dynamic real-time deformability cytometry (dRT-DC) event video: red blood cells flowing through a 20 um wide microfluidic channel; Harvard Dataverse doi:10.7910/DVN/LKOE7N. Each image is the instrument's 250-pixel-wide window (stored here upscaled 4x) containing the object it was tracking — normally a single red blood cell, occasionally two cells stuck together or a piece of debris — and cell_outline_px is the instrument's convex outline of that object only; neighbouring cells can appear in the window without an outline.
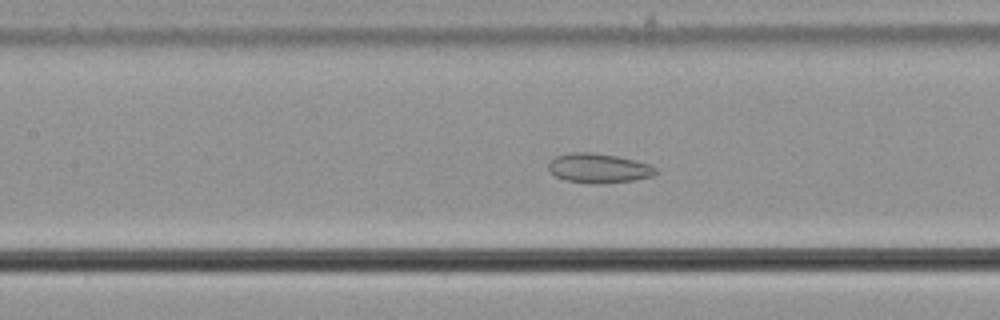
{"species": "common noctule bat (a hibernating species)", "species_latin": "Nyctalus noctula", "temperature_condition": "cold", "stored_images_in_passage": 58, "camera_frame_rate_fps": 3000, "um_per_image_px": 0.085, "animal": {"sex": "male", "body_mass_g": 21.5, "forearm_length_mm": 52.0}, "frame": {"image": 1, "passage_image": 27, "time_ms": 8.667, "image_size_px": [1000, 320], "cell_outline_px": [[660, 172], [652, 176], [632, 180], [592, 184], [564, 180], [556, 176], [548, 168], [548, 164], [556, 156], [572, 152], [592, 152], [616, 156], [648, 164], [656, 168]], "centroid_in_image_um": [50.88, 14.29], "position_along_channel_um": 156.5, "area_um2": 18.21}}
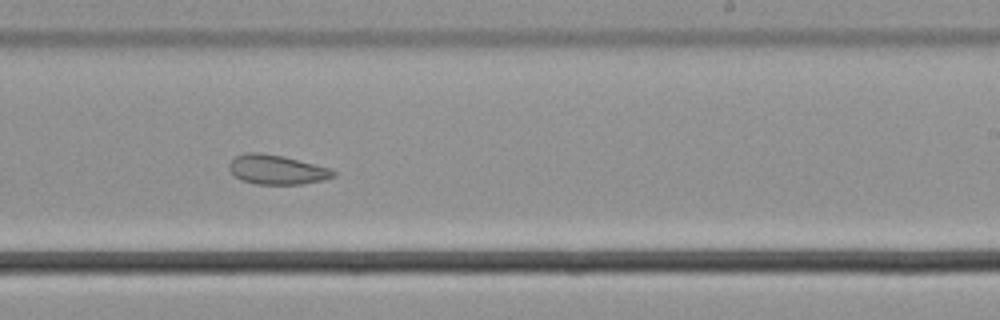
{"frame": {"image": 2, "passage_image": 36, "time_ms": 11.667, "image_size_px": [1000, 320], "cell_outline_px": [[336, 176], [324, 180], [304, 184], [256, 184], [240, 180], [228, 168], [228, 164], [236, 156], [248, 152], [256, 152], [284, 156], [332, 168], [336, 172]], "centroid_in_image_um": [23.57, 14.42], "position_along_channel_um": 265.4, "area_um2": 18.03}}
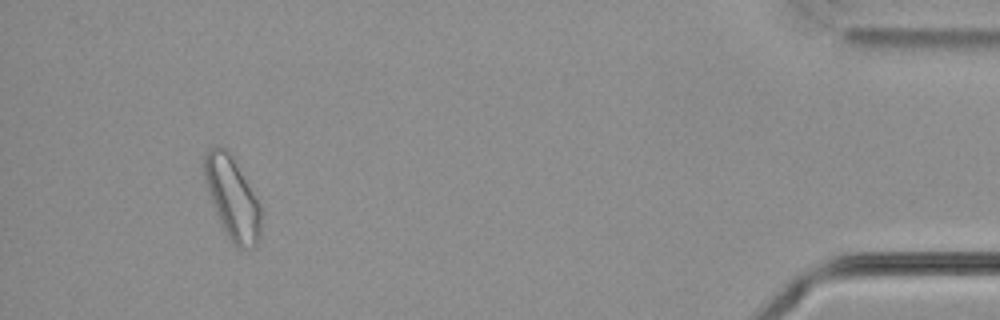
{"frame": {"image": 3, "passage_image": 54, "time_ms": 17.667, "image_size_px": [1000, 320], "cell_outline_px": [[260, 232], [256, 244], [252, 248], [236, 248], [228, 240], [216, 212], [208, 192], [200, 164], [200, 160], [208, 148], [228, 148], [232, 152], [256, 196], [260, 204]], "centroid_in_image_um": [19.71, 16.77], "position_along_channel_um": 415.5, "area_um2": 27.74}, "authors_computed_cell_mechanics": {"area_um2": 24.1026, "velocity_mm_per_s": 3.6446, "shape_relaxation_time_tau1_ms": null, "shape_relaxation_time_tau2_ms": 3.2984, "deformation_change_tau1": null, "deformation_change_tau2": 0.0907}}